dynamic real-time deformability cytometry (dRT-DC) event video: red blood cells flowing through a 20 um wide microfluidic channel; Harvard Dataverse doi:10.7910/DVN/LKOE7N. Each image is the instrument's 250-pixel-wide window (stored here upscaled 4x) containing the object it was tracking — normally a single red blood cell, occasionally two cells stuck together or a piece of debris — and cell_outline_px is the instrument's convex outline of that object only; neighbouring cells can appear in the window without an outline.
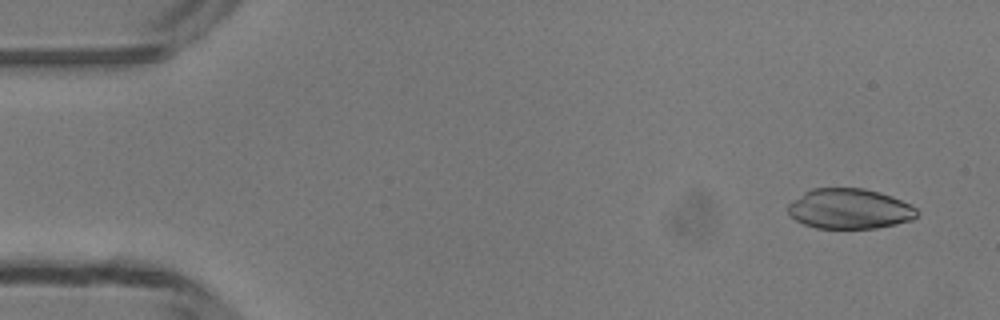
{"species": "common noctule bat (a hibernating species)", "species_latin": "Nyctalus noctula", "temperature_condition": "room temperature", "stored_images_in_passage": 40, "camera_frame_rate_fps": 3000, "um_per_image_px": 0.085, "animal": {"sex": "male", "body_mass_g": 13.3}, "frame": {"image": 1, "passage_image": 3, "time_ms": 0.667, "image_size_px": [1000, 320], "cell_outline_px": [[920, 212], [912, 220], [896, 224], [876, 228], [816, 228], [804, 224], [796, 220], [788, 212], [788, 204], [804, 192], [812, 188], [864, 188], [880, 192], [892, 196], [916, 208]], "centroid_in_image_um": [72.22, 17.74], "position_along_channel_um": 12.8, "area_um2": 30.17}}
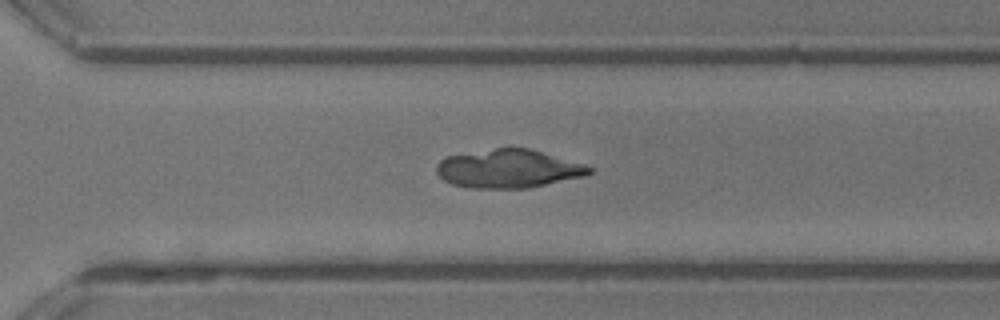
{"frame": {"image": 2, "passage_image": 34, "time_ms": 11.0, "image_size_px": [1000, 320], "cell_outline_px": [[592, 172], [584, 176], [528, 188], [472, 188], [452, 184], [444, 180], [436, 172], [436, 164], [440, 160], [448, 156], [496, 148], [528, 148], [584, 164], [592, 168]], "centroid_in_image_um": [43.2, 14.35], "position_along_channel_um": 327.4, "area_um2": 33.87}}
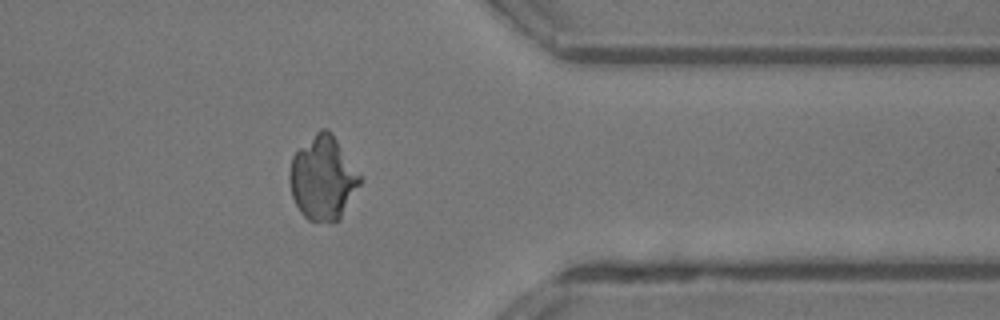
{"frame": {"image": 3, "passage_image": 39, "time_ms": 12.667, "image_size_px": [1000, 320], "cell_outline_px": [[360, 184], [340, 220], [308, 220], [300, 212], [292, 196], [288, 180], [288, 172], [292, 156], [320, 128], [328, 128], [332, 132], [360, 176]], "centroid_in_image_um": [27.41, 15.12], "position_along_channel_um": 384.0, "area_um2": 33.99}}